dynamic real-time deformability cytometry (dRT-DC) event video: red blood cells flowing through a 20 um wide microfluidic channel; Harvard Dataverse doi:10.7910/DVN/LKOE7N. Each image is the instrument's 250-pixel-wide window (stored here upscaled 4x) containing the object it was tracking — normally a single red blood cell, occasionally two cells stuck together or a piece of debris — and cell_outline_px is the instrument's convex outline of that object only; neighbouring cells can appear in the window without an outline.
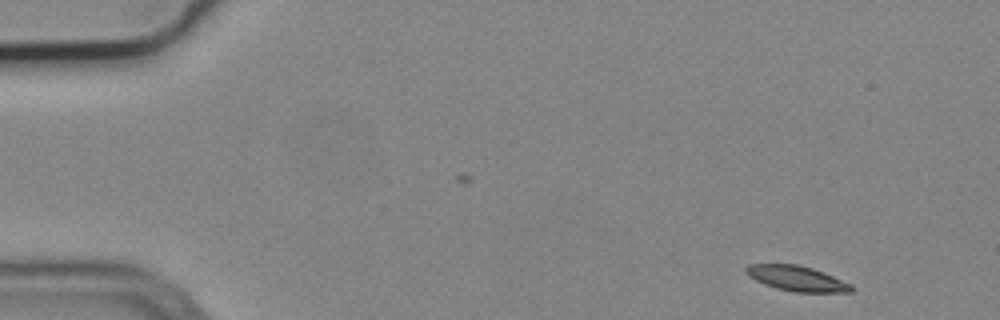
{"species": "common noctule bat (a hibernating species)", "species_latin": "Nyctalus noctula", "temperature_condition": "cold", "stored_images_in_passage": 3, "camera_frame_rate_fps": 3000, "um_per_image_px": 0.085, "animal": {"sex": "male", "body_mass_g": 19.2, "forearm_length_mm": 51.8}, "frame": {"image": 1, "passage_image": 1, "time_ms": 0.0, "image_size_px": [1000, 320], "cell_outline_px": [[856, 288], [852, 292], [796, 292], [776, 288], [764, 284], [748, 276], [744, 272], [744, 268], [748, 264], [796, 264], [812, 268], [824, 272], [852, 284]], "centroid_in_image_um": [67.74, 23.66], "position_along_channel_um": 17.3, "area_um2": 15.61}}